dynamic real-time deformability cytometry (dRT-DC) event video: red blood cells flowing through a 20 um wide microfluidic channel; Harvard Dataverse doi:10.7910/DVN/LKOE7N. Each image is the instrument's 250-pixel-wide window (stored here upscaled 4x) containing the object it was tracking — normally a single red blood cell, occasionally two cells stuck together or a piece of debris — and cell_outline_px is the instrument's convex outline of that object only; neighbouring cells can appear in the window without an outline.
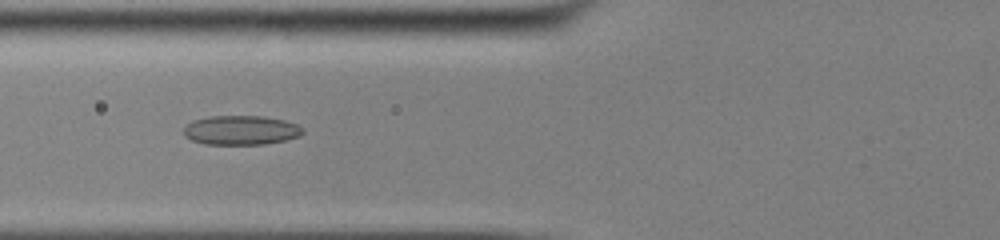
{"species": "common noctule bat (a hibernating species)", "species_latin": "Nyctalus noctula", "temperature_condition": "cold", "stored_images_in_passage": 55, "camera_frame_rate_fps": 3000, "um_per_image_px": 0.085, "animal": {"sex": "male", "body_mass_g": 13.0, "forearm_length_mm": 53.1}, "frame": {"image": 1, "passage_image": 23, "time_ms": 7.333, "image_size_px": [1000, 240], "cell_outline_px": [[304, 132], [300, 136], [284, 140], [264, 144], [204, 144], [192, 140], [184, 136], [184, 128], [192, 120], [208, 116], [264, 116], [284, 120], [296, 124], [304, 128]], "centroid_in_image_um": [20.48, 11.06], "position_along_channel_um": 105.3, "area_um2": 20.4}}
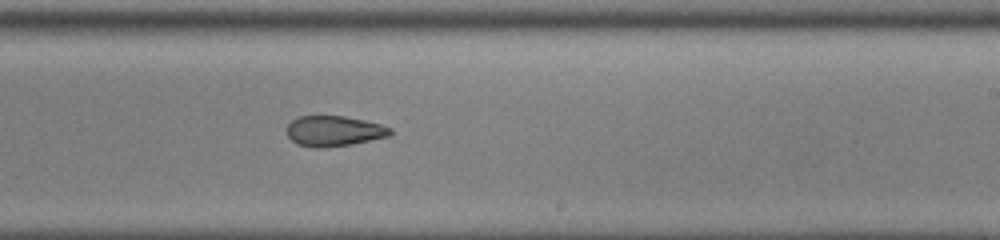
{"frame": {"image": 2, "passage_image": 35, "time_ms": 11.333, "image_size_px": [1000, 240], "cell_outline_px": [[392, 132], [388, 136], [352, 144], [328, 148], [312, 148], [296, 144], [288, 136], [288, 124], [292, 120], [300, 116], [344, 116], [364, 120], [380, 124], [392, 128]], "centroid_in_image_um": [28.38, 11.15], "position_along_channel_um": 260.6, "area_um2": 18.38}}
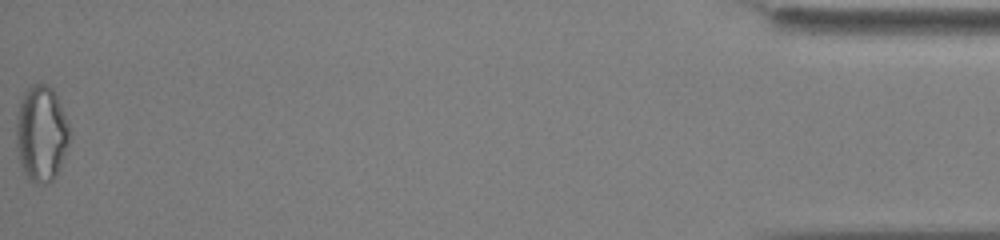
{"frame": {"image": 3, "passage_image": 55, "time_ms": 18.0, "image_size_px": [1000, 240], "cell_outline_px": [[72, 136], [60, 164], [52, 180], [48, 184], [32, 184], [28, 180], [20, 164], [16, 148], [16, 120], [20, 104], [24, 92], [32, 84], [44, 84], [52, 88], [56, 96], [68, 124]], "centroid_in_image_um": [3.49, 11.39], "position_along_channel_um": 431.7, "area_um2": 29.82}, "authors_computed_cell_mechanics": {"area_um2": 21.8484, "velocity_mm_per_s": 3.8731, "shape_relaxation_time_tau1_ms": null, "shape_relaxation_time_tau2_ms": 3.1129, "deformation_change_tau1": null, "deformation_change_tau2": 0.0939}}